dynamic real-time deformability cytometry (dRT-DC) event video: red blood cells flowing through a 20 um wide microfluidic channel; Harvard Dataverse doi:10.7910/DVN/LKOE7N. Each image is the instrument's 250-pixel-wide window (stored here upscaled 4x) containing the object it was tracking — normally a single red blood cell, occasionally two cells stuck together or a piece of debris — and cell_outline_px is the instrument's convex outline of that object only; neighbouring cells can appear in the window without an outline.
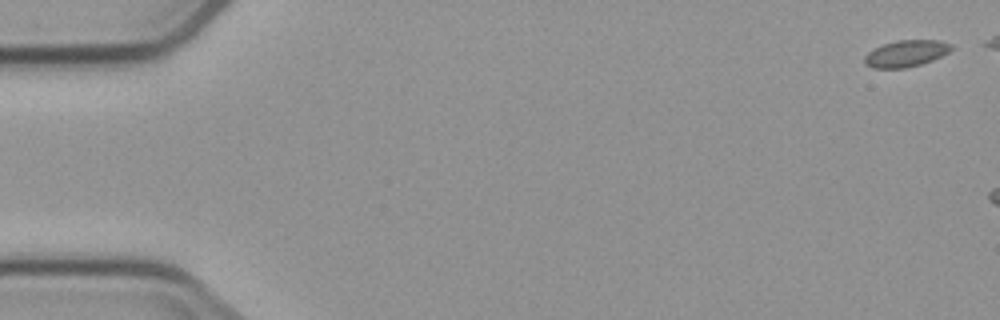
{"species": "common noctule bat (a hibernating species)", "species_latin": "Nyctalus noctula", "temperature_condition": "cold", "stored_images_in_passage": 4, "camera_frame_rate_fps": 3000, "um_per_image_px": 0.085, "animal": {"sex": "male", "body_mass_g": 23.1, "forearm_length_mm": 52.7}, "frame": {"image": 1, "passage_image": 1, "time_ms": 0.0, "image_size_px": [1000, 320], "cell_outline_px": [[952, 48], [948, 52], [932, 60], [920, 64], [904, 68], [872, 68], [864, 64], [864, 56], [868, 52], [884, 44], [896, 40], [940, 40], [952, 44]], "centroid_in_image_um": [76.99, 4.54], "position_along_channel_um": 8.0, "area_um2": 13.35}}